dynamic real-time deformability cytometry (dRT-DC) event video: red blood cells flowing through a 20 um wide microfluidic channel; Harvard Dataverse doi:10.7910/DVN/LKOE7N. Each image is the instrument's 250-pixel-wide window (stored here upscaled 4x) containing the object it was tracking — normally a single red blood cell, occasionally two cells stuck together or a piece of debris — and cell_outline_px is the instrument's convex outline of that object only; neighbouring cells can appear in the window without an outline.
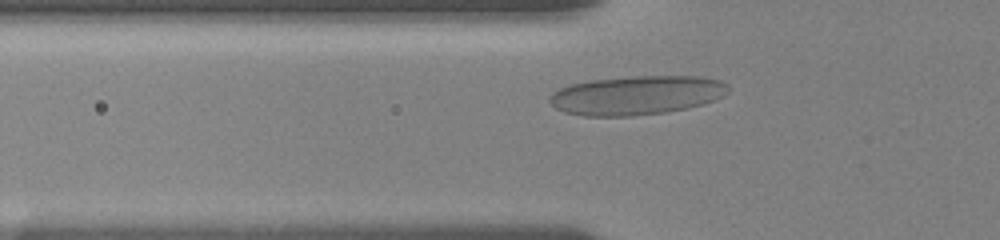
{"species": "human", "species_latin": "Homo sapiens", "temperature_condition": "room temperature", "stored_images_in_passage": 30, "camera_frame_rate_fps": 3000, "um_per_image_px": 0.085, "donor": {"sex": "female"}, "frame": {"image": 1, "passage_image": 10, "time_ms": 2.333, "image_size_px": [1000, 240], "cell_outline_px": [[732, 88], [724, 96], [704, 104], [664, 112], [632, 116], [584, 116], [564, 112], [556, 108], [548, 100], [560, 88], [568, 84], [592, 80], [632, 76], [700, 76], [720, 80], [728, 84]], "centroid_in_image_um": [54.16, 8.09], "position_along_channel_um": 71.6, "area_um2": 40.69}}
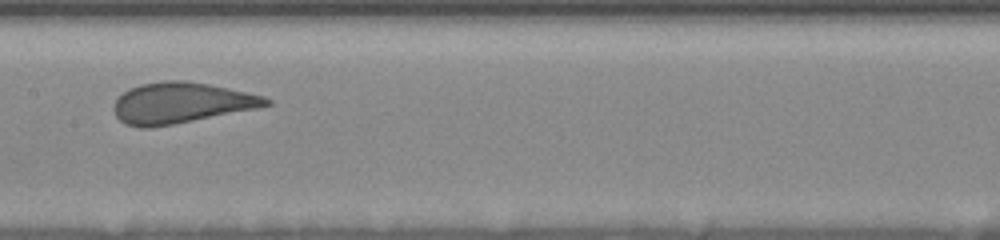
{"frame": {"image": 2, "passage_image": 21, "time_ms": 5.667, "image_size_px": [1000, 240], "cell_outline_px": [[272, 104], [260, 108], [172, 124], [148, 128], [140, 128], [128, 124], [120, 120], [116, 116], [112, 108], [112, 104], [128, 88], [140, 84], [164, 80], [184, 80], [208, 84], [228, 88], [264, 96], [272, 100]], "centroid_in_image_um": [15.39, 8.74], "position_along_channel_um": 192.0, "area_um2": 36.24}}
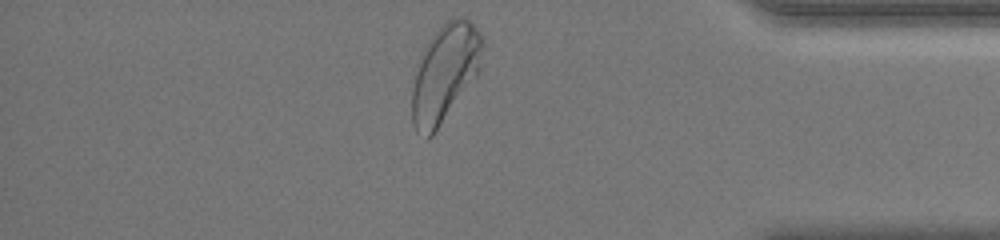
{"frame": {"image": 3, "passage_image": 30, "time_ms": 12.0, "image_size_px": [1000, 240], "cell_outline_px": [[484, 44], [480, 72], [432, 136], [428, 140], [416, 132], [412, 124], [412, 88], [420, 52], [428, 40], [452, 16], [460, 16], [468, 20], [480, 32], [484, 40]], "centroid_in_image_um": [37.82, 6.22], "position_along_channel_um": 397.4, "area_um2": 40.4}, "authors_computed_cell_mechanics": {"area_um2": 37.1654, "velocity_mm_per_s": 3.6233, "shape_relaxation_time_tau1_ms": 3.93, "shape_relaxation_time_tau2_ms": null, "deformation_change_tau1": 0.1329, "deformation_change_tau2": null}}